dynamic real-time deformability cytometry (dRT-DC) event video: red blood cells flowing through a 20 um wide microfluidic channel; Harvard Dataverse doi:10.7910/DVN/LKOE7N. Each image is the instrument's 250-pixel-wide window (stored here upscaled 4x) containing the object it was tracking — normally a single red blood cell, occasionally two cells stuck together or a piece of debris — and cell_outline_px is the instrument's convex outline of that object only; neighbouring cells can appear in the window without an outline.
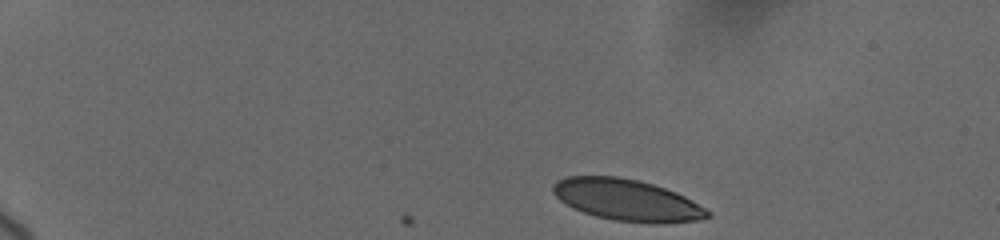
{"species": "human", "species_latin": "Homo sapiens", "temperature_condition": "cold", "stored_images_in_passage": 14, "camera_frame_rate_fps": 3000, "um_per_image_px": 0.085, "donor": {"sex": "female"}, "frame": {"image": 1, "passage_image": 1, "time_ms": 0.0, "image_size_px": [1000, 240], "cell_outline_px": [[712, 216], [696, 220], [652, 224], [612, 220], [596, 216], [572, 208], [560, 200], [552, 192], [552, 184], [556, 180], [568, 176], [616, 176], [636, 180], [652, 184], [676, 192], [684, 196], [712, 212]], "centroid_in_image_um": [53.26, 17.0], "position_along_channel_um": 31.7, "area_um2": 37.34}}
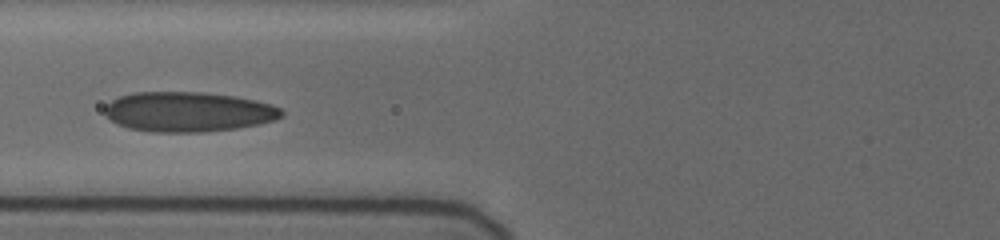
{"frame": {"image": 2, "passage_image": 8, "time_ms": 5.0, "image_size_px": [1000, 240], "cell_outline_px": [[284, 116], [272, 120], [256, 124], [236, 128], [204, 132], [152, 132], [128, 128], [116, 124], [104, 112], [104, 108], [112, 100], [120, 96], [132, 92], [204, 92], [236, 96], [256, 100], [272, 104], [280, 108], [284, 112]], "centroid_in_image_um": [16.0, 9.5], "position_along_channel_um": 109.8, "area_um2": 41.21}}
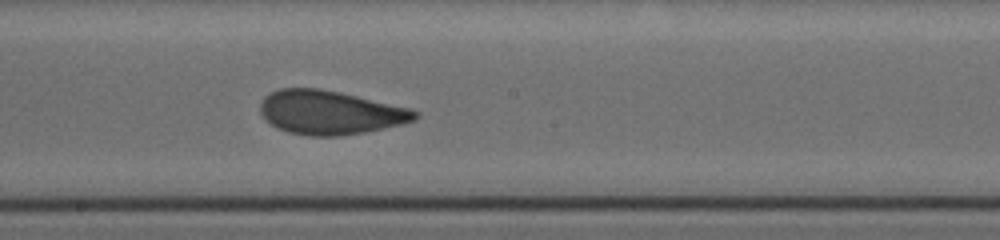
{"frame": {"image": 3, "passage_image": 14, "time_ms": 8.0, "image_size_px": [1000, 240], "cell_outline_px": [[420, 116], [416, 120], [400, 124], [364, 132], [340, 136], [308, 136], [288, 132], [276, 128], [264, 120], [260, 112], [260, 104], [264, 96], [280, 88], [320, 88], [340, 92], [408, 108], [420, 112]], "centroid_in_image_um": [28.01, 9.56], "position_along_channel_um": 220.2, "area_um2": 39.59}}